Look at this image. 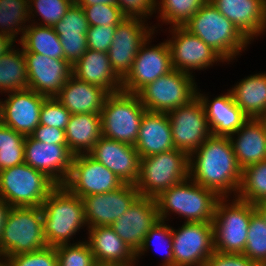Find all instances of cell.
Returning a JSON list of instances; mask_svg holds the SVG:
<instances>
[{
    "label": "cell",
    "mask_w": 266,
    "mask_h": 266,
    "mask_svg": "<svg viewBox=\"0 0 266 266\" xmlns=\"http://www.w3.org/2000/svg\"><path fill=\"white\" fill-rule=\"evenodd\" d=\"M189 178V155L172 149L140 158L139 177L135 183L141 197L156 198L162 191Z\"/></svg>",
    "instance_id": "52a82bcc"
},
{
    "label": "cell",
    "mask_w": 266,
    "mask_h": 266,
    "mask_svg": "<svg viewBox=\"0 0 266 266\" xmlns=\"http://www.w3.org/2000/svg\"><path fill=\"white\" fill-rule=\"evenodd\" d=\"M75 0H29L30 21L53 27L66 14Z\"/></svg>",
    "instance_id": "ab89813d"
},
{
    "label": "cell",
    "mask_w": 266,
    "mask_h": 266,
    "mask_svg": "<svg viewBox=\"0 0 266 266\" xmlns=\"http://www.w3.org/2000/svg\"><path fill=\"white\" fill-rule=\"evenodd\" d=\"M169 223L168 221L159 220L150 228L143 244L136 253V266L140 263V258L144 259L152 248L154 249L153 251L162 254L160 261L162 263L157 265L173 266L172 226Z\"/></svg>",
    "instance_id": "8d00e7d4"
},
{
    "label": "cell",
    "mask_w": 266,
    "mask_h": 266,
    "mask_svg": "<svg viewBox=\"0 0 266 266\" xmlns=\"http://www.w3.org/2000/svg\"><path fill=\"white\" fill-rule=\"evenodd\" d=\"M85 12L89 26H117L126 16L117 5L81 6Z\"/></svg>",
    "instance_id": "7bdbcfd3"
},
{
    "label": "cell",
    "mask_w": 266,
    "mask_h": 266,
    "mask_svg": "<svg viewBox=\"0 0 266 266\" xmlns=\"http://www.w3.org/2000/svg\"><path fill=\"white\" fill-rule=\"evenodd\" d=\"M208 93L201 91L200 86L197 87V97L204 106L212 135L231 136L249 118L236 105L229 89L215 97Z\"/></svg>",
    "instance_id": "cb8c5ba5"
},
{
    "label": "cell",
    "mask_w": 266,
    "mask_h": 266,
    "mask_svg": "<svg viewBox=\"0 0 266 266\" xmlns=\"http://www.w3.org/2000/svg\"><path fill=\"white\" fill-rule=\"evenodd\" d=\"M157 33L155 31L141 45L131 70L122 79V91L137 94L147 84L173 70L171 51L167 40L152 44Z\"/></svg>",
    "instance_id": "7c38bea8"
},
{
    "label": "cell",
    "mask_w": 266,
    "mask_h": 266,
    "mask_svg": "<svg viewBox=\"0 0 266 266\" xmlns=\"http://www.w3.org/2000/svg\"><path fill=\"white\" fill-rule=\"evenodd\" d=\"M3 96H0V122L24 136H30L40 124V110L47 97L29 88Z\"/></svg>",
    "instance_id": "e0dca14e"
},
{
    "label": "cell",
    "mask_w": 266,
    "mask_h": 266,
    "mask_svg": "<svg viewBox=\"0 0 266 266\" xmlns=\"http://www.w3.org/2000/svg\"><path fill=\"white\" fill-rule=\"evenodd\" d=\"M44 237L47 246L76 244L86 238H76L82 229L88 230L82 199L64 185H58L41 205ZM79 233V234H78ZM76 238V240H75Z\"/></svg>",
    "instance_id": "7a4b0ae2"
},
{
    "label": "cell",
    "mask_w": 266,
    "mask_h": 266,
    "mask_svg": "<svg viewBox=\"0 0 266 266\" xmlns=\"http://www.w3.org/2000/svg\"><path fill=\"white\" fill-rule=\"evenodd\" d=\"M85 234L97 265L136 266V254L110 226L91 227Z\"/></svg>",
    "instance_id": "d4e9b609"
},
{
    "label": "cell",
    "mask_w": 266,
    "mask_h": 266,
    "mask_svg": "<svg viewBox=\"0 0 266 266\" xmlns=\"http://www.w3.org/2000/svg\"><path fill=\"white\" fill-rule=\"evenodd\" d=\"M189 178L220 197H236L242 169L229 137L211 134L189 155Z\"/></svg>",
    "instance_id": "6da1fadb"
},
{
    "label": "cell",
    "mask_w": 266,
    "mask_h": 266,
    "mask_svg": "<svg viewBox=\"0 0 266 266\" xmlns=\"http://www.w3.org/2000/svg\"><path fill=\"white\" fill-rule=\"evenodd\" d=\"M28 88L47 98L56 97L72 76V65L65 59L50 58L40 53H23Z\"/></svg>",
    "instance_id": "d6986e66"
},
{
    "label": "cell",
    "mask_w": 266,
    "mask_h": 266,
    "mask_svg": "<svg viewBox=\"0 0 266 266\" xmlns=\"http://www.w3.org/2000/svg\"><path fill=\"white\" fill-rule=\"evenodd\" d=\"M236 197L254 205L266 201V159L242 170Z\"/></svg>",
    "instance_id": "74e56055"
},
{
    "label": "cell",
    "mask_w": 266,
    "mask_h": 266,
    "mask_svg": "<svg viewBox=\"0 0 266 266\" xmlns=\"http://www.w3.org/2000/svg\"><path fill=\"white\" fill-rule=\"evenodd\" d=\"M205 266H257L243 254L214 252L206 261Z\"/></svg>",
    "instance_id": "c3c4849f"
},
{
    "label": "cell",
    "mask_w": 266,
    "mask_h": 266,
    "mask_svg": "<svg viewBox=\"0 0 266 266\" xmlns=\"http://www.w3.org/2000/svg\"><path fill=\"white\" fill-rule=\"evenodd\" d=\"M16 45V42L10 37L0 34V57L6 54Z\"/></svg>",
    "instance_id": "816d5d0a"
},
{
    "label": "cell",
    "mask_w": 266,
    "mask_h": 266,
    "mask_svg": "<svg viewBox=\"0 0 266 266\" xmlns=\"http://www.w3.org/2000/svg\"><path fill=\"white\" fill-rule=\"evenodd\" d=\"M29 10V0H0V34L19 43L31 23Z\"/></svg>",
    "instance_id": "d590c367"
},
{
    "label": "cell",
    "mask_w": 266,
    "mask_h": 266,
    "mask_svg": "<svg viewBox=\"0 0 266 266\" xmlns=\"http://www.w3.org/2000/svg\"><path fill=\"white\" fill-rule=\"evenodd\" d=\"M34 140L47 144L67 145L65 130L39 124L30 135Z\"/></svg>",
    "instance_id": "681fc988"
},
{
    "label": "cell",
    "mask_w": 266,
    "mask_h": 266,
    "mask_svg": "<svg viewBox=\"0 0 266 266\" xmlns=\"http://www.w3.org/2000/svg\"><path fill=\"white\" fill-rule=\"evenodd\" d=\"M65 137L74 155L88 154L102 137L101 114H72L65 129Z\"/></svg>",
    "instance_id": "1f68e13d"
},
{
    "label": "cell",
    "mask_w": 266,
    "mask_h": 266,
    "mask_svg": "<svg viewBox=\"0 0 266 266\" xmlns=\"http://www.w3.org/2000/svg\"><path fill=\"white\" fill-rule=\"evenodd\" d=\"M79 6H91V5H117V0H75Z\"/></svg>",
    "instance_id": "f5cc1de1"
},
{
    "label": "cell",
    "mask_w": 266,
    "mask_h": 266,
    "mask_svg": "<svg viewBox=\"0 0 266 266\" xmlns=\"http://www.w3.org/2000/svg\"><path fill=\"white\" fill-rule=\"evenodd\" d=\"M108 94L103 88L82 82L72 75L55 98L71 114H100Z\"/></svg>",
    "instance_id": "f546056e"
},
{
    "label": "cell",
    "mask_w": 266,
    "mask_h": 266,
    "mask_svg": "<svg viewBox=\"0 0 266 266\" xmlns=\"http://www.w3.org/2000/svg\"><path fill=\"white\" fill-rule=\"evenodd\" d=\"M261 123L263 124L264 126V129H265V133H266V113L264 115H262L261 117L258 118Z\"/></svg>",
    "instance_id": "11a10c76"
},
{
    "label": "cell",
    "mask_w": 266,
    "mask_h": 266,
    "mask_svg": "<svg viewBox=\"0 0 266 266\" xmlns=\"http://www.w3.org/2000/svg\"><path fill=\"white\" fill-rule=\"evenodd\" d=\"M159 220L156 199L140 196L110 227L136 254L150 228Z\"/></svg>",
    "instance_id": "44dd1931"
},
{
    "label": "cell",
    "mask_w": 266,
    "mask_h": 266,
    "mask_svg": "<svg viewBox=\"0 0 266 266\" xmlns=\"http://www.w3.org/2000/svg\"><path fill=\"white\" fill-rule=\"evenodd\" d=\"M6 260L10 266H58L56 248L53 246L10 256Z\"/></svg>",
    "instance_id": "ee69618b"
},
{
    "label": "cell",
    "mask_w": 266,
    "mask_h": 266,
    "mask_svg": "<svg viewBox=\"0 0 266 266\" xmlns=\"http://www.w3.org/2000/svg\"><path fill=\"white\" fill-rule=\"evenodd\" d=\"M208 0H157L154 30L161 33L163 26H184ZM165 24V25H164ZM163 25V26H162ZM170 25V26H168Z\"/></svg>",
    "instance_id": "e575fe53"
},
{
    "label": "cell",
    "mask_w": 266,
    "mask_h": 266,
    "mask_svg": "<svg viewBox=\"0 0 266 266\" xmlns=\"http://www.w3.org/2000/svg\"><path fill=\"white\" fill-rule=\"evenodd\" d=\"M25 138L0 122V171L25 162Z\"/></svg>",
    "instance_id": "f35d334b"
},
{
    "label": "cell",
    "mask_w": 266,
    "mask_h": 266,
    "mask_svg": "<svg viewBox=\"0 0 266 266\" xmlns=\"http://www.w3.org/2000/svg\"><path fill=\"white\" fill-rule=\"evenodd\" d=\"M255 205L237 197H221L216 205L213 226L216 252L243 254Z\"/></svg>",
    "instance_id": "5b68a950"
},
{
    "label": "cell",
    "mask_w": 266,
    "mask_h": 266,
    "mask_svg": "<svg viewBox=\"0 0 266 266\" xmlns=\"http://www.w3.org/2000/svg\"><path fill=\"white\" fill-rule=\"evenodd\" d=\"M72 67V75L82 82L97 85L108 93L122 90V79L112 69L106 52L87 49Z\"/></svg>",
    "instance_id": "83f0119b"
},
{
    "label": "cell",
    "mask_w": 266,
    "mask_h": 266,
    "mask_svg": "<svg viewBox=\"0 0 266 266\" xmlns=\"http://www.w3.org/2000/svg\"><path fill=\"white\" fill-rule=\"evenodd\" d=\"M243 255L256 263H266V222L257 211L251 215Z\"/></svg>",
    "instance_id": "60d3db41"
},
{
    "label": "cell",
    "mask_w": 266,
    "mask_h": 266,
    "mask_svg": "<svg viewBox=\"0 0 266 266\" xmlns=\"http://www.w3.org/2000/svg\"><path fill=\"white\" fill-rule=\"evenodd\" d=\"M115 28L116 26H89L86 33L87 48L108 53Z\"/></svg>",
    "instance_id": "7dc6e473"
},
{
    "label": "cell",
    "mask_w": 266,
    "mask_h": 266,
    "mask_svg": "<svg viewBox=\"0 0 266 266\" xmlns=\"http://www.w3.org/2000/svg\"><path fill=\"white\" fill-rule=\"evenodd\" d=\"M215 50L227 64L241 58L252 43L208 0L184 25ZM237 58V59H236Z\"/></svg>",
    "instance_id": "277c9868"
},
{
    "label": "cell",
    "mask_w": 266,
    "mask_h": 266,
    "mask_svg": "<svg viewBox=\"0 0 266 266\" xmlns=\"http://www.w3.org/2000/svg\"><path fill=\"white\" fill-rule=\"evenodd\" d=\"M166 29V30H165ZM160 30L167 34V42L171 51L173 69L197 77L196 71H205L227 62L199 37L192 34L184 26L165 27Z\"/></svg>",
    "instance_id": "30bf717a"
},
{
    "label": "cell",
    "mask_w": 266,
    "mask_h": 266,
    "mask_svg": "<svg viewBox=\"0 0 266 266\" xmlns=\"http://www.w3.org/2000/svg\"><path fill=\"white\" fill-rule=\"evenodd\" d=\"M157 0H117V6L129 18L151 21L155 17ZM154 15V16H153Z\"/></svg>",
    "instance_id": "bcb514c9"
},
{
    "label": "cell",
    "mask_w": 266,
    "mask_h": 266,
    "mask_svg": "<svg viewBox=\"0 0 266 266\" xmlns=\"http://www.w3.org/2000/svg\"><path fill=\"white\" fill-rule=\"evenodd\" d=\"M197 78L173 69L143 87L137 95L147 111L165 112L189 103L197 96Z\"/></svg>",
    "instance_id": "8fae6325"
},
{
    "label": "cell",
    "mask_w": 266,
    "mask_h": 266,
    "mask_svg": "<svg viewBox=\"0 0 266 266\" xmlns=\"http://www.w3.org/2000/svg\"><path fill=\"white\" fill-rule=\"evenodd\" d=\"M89 28L85 12L74 2L65 16L53 26L63 46L64 59L72 66L86 52V33Z\"/></svg>",
    "instance_id": "484cf974"
},
{
    "label": "cell",
    "mask_w": 266,
    "mask_h": 266,
    "mask_svg": "<svg viewBox=\"0 0 266 266\" xmlns=\"http://www.w3.org/2000/svg\"><path fill=\"white\" fill-rule=\"evenodd\" d=\"M254 44L266 35V0H209Z\"/></svg>",
    "instance_id": "7402d4cb"
},
{
    "label": "cell",
    "mask_w": 266,
    "mask_h": 266,
    "mask_svg": "<svg viewBox=\"0 0 266 266\" xmlns=\"http://www.w3.org/2000/svg\"><path fill=\"white\" fill-rule=\"evenodd\" d=\"M23 53H40L50 58L64 59L63 46L53 27L30 23L18 43Z\"/></svg>",
    "instance_id": "d6a6232c"
},
{
    "label": "cell",
    "mask_w": 266,
    "mask_h": 266,
    "mask_svg": "<svg viewBox=\"0 0 266 266\" xmlns=\"http://www.w3.org/2000/svg\"><path fill=\"white\" fill-rule=\"evenodd\" d=\"M24 89H28V74L23 49L17 43L0 57V95Z\"/></svg>",
    "instance_id": "836d02e7"
},
{
    "label": "cell",
    "mask_w": 266,
    "mask_h": 266,
    "mask_svg": "<svg viewBox=\"0 0 266 266\" xmlns=\"http://www.w3.org/2000/svg\"><path fill=\"white\" fill-rule=\"evenodd\" d=\"M41 207H12L0 241V258L29 253L47 246Z\"/></svg>",
    "instance_id": "8992f818"
},
{
    "label": "cell",
    "mask_w": 266,
    "mask_h": 266,
    "mask_svg": "<svg viewBox=\"0 0 266 266\" xmlns=\"http://www.w3.org/2000/svg\"><path fill=\"white\" fill-rule=\"evenodd\" d=\"M173 266H205L215 252L212 222L172 226Z\"/></svg>",
    "instance_id": "4fadbf2b"
},
{
    "label": "cell",
    "mask_w": 266,
    "mask_h": 266,
    "mask_svg": "<svg viewBox=\"0 0 266 266\" xmlns=\"http://www.w3.org/2000/svg\"><path fill=\"white\" fill-rule=\"evenodd\" d=\"M146 111L137 94L122 90L109 93L100 113L102 136L135 146Z\"/></svg>",
    "instance_id": "9c48e42d"
},
{
    "label": "cell",
    "mask_w": 266,
    "mask_h": 266,
    "mask_svg": "<svg viewBox=\"0 0 266 266\" xmlns=\"http://www.w3.org/2000/svg\"><path fill=\"white\" fill-rule=\"evenodd\" d=\"M71 115L55 97L46 98L40 110V124L65 130Z\"/></svg>",
    "instance_id": "f6af8a7d"
},
{
    "label": "cell",
    "mask_w": 266,
    "mask_h": 266,
    "mask_svg": "<svg viewBox=\"0 0 266 266\" xmlns=\"http://www.w3.org/2000/svg\"><path fill=\"white\" fill-rule=\"evenodd\" d=\"M0 266H10L7 260L0 258Z\"/></svg>",
    "instance_id": "9f6ffc18"
},
{
    "label": "cell",
    "mask_w": 266,
    "mask_h": 266,
    "mask_svg": "<svg viewBox=\"0 0 266 266\" xmlns=\"http://www.w3.org/2000/svg\"><path fill=\"white\" fill-rule=\"evenodd\" d=\"M88 154L111 170L123 183L135 185L138 180L140 156L135 146L102 136Z\"/></svg>",
    "instance_id": "603a6c76"
},
{
    "label": "cell",
    "mask_w": 266,
    "mask_h": 266,
    "mask_svg": "<svg viewBox=\"0 0 266 266\" xmlns=\"http://www.w3.org/2000/svg\"><path fill=\"white\" fill-rule=\"evenodd\" d=\"M220 198L215 191L188 178L162 191L155 199L160 220L171 222L178 216L182 223L212 222Z\"/></svg>",
    "instance_id": "3957f363"
},
{
    "label": "cell",
    "mask_w": 266,
    "mask_h": 266,
    "mask_svg": "<svg viewBox=\"0 0 266 266\" xmlns=\"http://www.w3.org/2000/svg\"><path fill=\"white\" fill-rule=\"evenodd\" d=\"M148 22L126 17L115 28L108 56L112 69L121 79L131 70L141 45L155 32L153 23Z\"/></svg>",
    "instance_id": "9a60e30c"
},
{
    "label": "cell",
    "mask_w": 266,
    "mask_h": 266,
    "mask_svg": "<svg viewBox=\"0 0 266 266\" xmlns=\"http://www.w3.org/2000/svg\"><path fill=\"white\" fill-rule=\"evenodd\" d=\"M229 139L242 170L266 159V133L259 119L249 118Z\"/></svg>",
    "instance_id": "f1b7e54d"
},
{
    "label": "cell",
    "mask_w": 266,
    "mask_h": 266,
    "mask_svg": "<svg viewBox=\"0 0 266 266\" xmlns=\"http://www.w3.org/2000/svg\"><path fill=\"white\" fill-rule=\"evenodd\" d=\"M11 208L12 207L5 200L0 198V241H1L2 230Z\"/></svg>",
    "instance_id": "f907efd6"
},
{
    "label": "cell",
    "mask_w": 266,
    "mask_h": 266,
    "mask_svg": "<svg viewBox=\"0 0 266 266\" xmlns=\"http://www.w3.org/2000/svg\"><path fill=\"white\" fill-rule=\"evenodd\" d=\"M257 266H266V263H257Z\"/></svg>",
    "instance_id": "6f0895ef"
},
{
    "label": "cell",
    "mask_w": 266,
    "mask_h": 266,
    "mask_svg": "<svg viewBox=\"0 0 266 266\" xmlns=\"http://www.w3.org/2000/svg\"><path fill=\"white\" fill-rule=\"evenodd\" d=\"M255 209L266 222V201L255 204Z\"/></svg>",
    "instance_id": "db71d44e"
},
{
    "label": "cell",
    "mask_w": 266,
    "mask_h": 266,
    "mask_svg": "<svg viewBox=\"0 0 266 266\" xmlns=\"http://www.w3.org/2000/svg\"><path fill=\"white\" fill-rule=\"evenodd\" d=\"M57 186L25 162L0 171V198L11 207H41Z\"/></svg>",
    "instance_id": "ba28073f"
},
{
    "label": "cell",
    "mask_w": 266,
    "mask_h": 266,
    "mask_svg": "<svg viewBox=\"0 0 266 266\" xmlns=\"http://www.w3.org/2000/svg\"><path fill=\"white\" fill-rule=\"evenodd\" d=\"M25 163L43 172L57 185H64L72 168L74 154L68 145L47 144L26 136Z\"/></svg>",
    "instance_id": "ffe728a7"
},
{
    "label": "cell",
    "mask_w": 266,
    "mask_h": 266,
    "mask_svg": "<svg viewBox=\"0 0 266 266\" xmlns=\"http://www.w3.org/2000/svg\"><path fill=\"white\" fill-rule=\"evenodd\" d=\"M236 105L248 118L266 113V72L259 71L239 79L229 88Z\"/></svg>",
    "instance_id": "4dcf8cb0"
},
{
    "label": "cell",
    "mask_w": 266,
    "mask_h": 266,
    "mask_svg": "<svg viewBox=\"0 0 266 266\" xmlns=\"http://www.w3.org/2000/svg\"><path fill=\"white\" fill-rule=\"evenodd\" d=\"M124 183L89 154L74 155L71 173L64 186L81 199L118 189Z\"/></svg>",
    "instance_id": "2e32d148"
},
{
    "label": "cell",
    "mask_w": 266,
    "mask_h": 266,
    "mask_svg": "<svg viewBox=\"0 0 266 266\" xmlns=\"http://www.w3.org/2000/svg\"><path fill=\"white\" fill-rule=\"evenodd\" d=\"M175 149L188 155L197 150L212 134L204 106L196 96L189 103L167 112Z\"/></svg>",
    "instance_id": "5bb4252c"
},
{
    "label": "cell",
    "mask_w": 266,
    "mask_h": 266,
    "mask_svg": "<svg viewBox=\"0 0 266 266\" xmlns=\"http://www.w3.org/2000/svg\"><path fill=\"white\" fill-rule=\"evenodd\" d=\"M135 148L140 158L175 149L167 113L152 111L144 113Z\"/></svg>",
    "instance_id": "4316f807"
},
{
    "label": "cell",
    "mask_w": 266,
    "mask_h": 266,
    "mask_svg": "<svg viewBox=\"0 0 266 266\" xmlns=\"http://www.w3.org/2000/svg\"><path fill=\"white\" fill-rule=\"evenodd\" d=\"M139 197L136 186L128 183L111 192L83 197L88 228L111 226Z\"/></svg>",
    "instance_id": "ac0fdd59"
},
{
    "label": "cell",
    "mask_w": 266,
    "mask_h": 266,
    "mask_svg": "<svg viewBox=\"0 0 266 266\" xmlns=\"http://www.w3.org/2000/svg\"><path fill=\"white\" fill-rule=\"evenodd\" d=\"M55 248L58 266H98L85 240L76 244H61Z\"/></svg>",
    "instance_id": "b9f144b4"
}]
</instances>
